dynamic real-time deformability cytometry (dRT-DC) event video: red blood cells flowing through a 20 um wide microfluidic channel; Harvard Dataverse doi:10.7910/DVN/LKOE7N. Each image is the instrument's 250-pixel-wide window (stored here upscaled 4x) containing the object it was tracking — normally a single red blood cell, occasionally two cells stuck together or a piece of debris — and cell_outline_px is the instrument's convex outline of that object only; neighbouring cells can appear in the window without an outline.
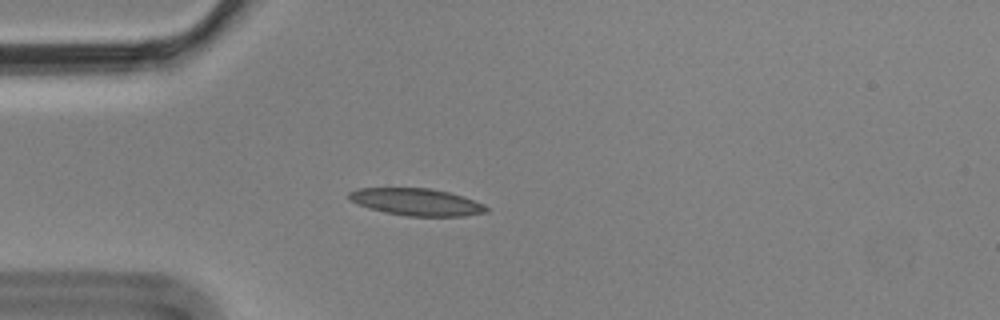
{"species": "Egyptian fruit bat (a non-hibernating species)", "species_latin": "Rousettus aegyptiacus", "temperature_condition": "cold", "stored_images_in_passage": 5, "camera_frame_rate_fps": 3000, "um_per_image_px": 0.085, "animal": {"sex": "male"}, "frame": {"image": 1, "passage_image": 5, "time_ms": 1.333, "image_size_px": [1000, 320], "cell_outline_px": [[488, 212], [464, 216], [408, 216], [384, 212], [368, 208], [352, 200], [348, 196], [348, 192], [356, 188], [428, 188], [448, 192], [464, 196], [484, 204], [488, 208]], "centroid_in_image_um": [35.43, 17.17], "position_along_channel_um": 49.6, "area_um2": 21.68}}